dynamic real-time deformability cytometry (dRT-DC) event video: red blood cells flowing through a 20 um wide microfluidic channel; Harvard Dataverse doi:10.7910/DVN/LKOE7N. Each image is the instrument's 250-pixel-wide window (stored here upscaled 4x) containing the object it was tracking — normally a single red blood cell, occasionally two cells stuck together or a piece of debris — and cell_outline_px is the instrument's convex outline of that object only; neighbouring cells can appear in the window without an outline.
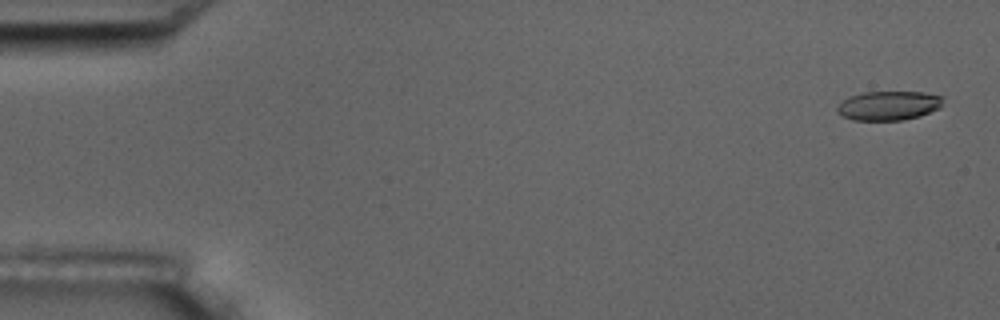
{"species": "common noctule bat (a hibernating species)", "species_latin": "Nyctalus noctula", "temperature_condition": "room temperature", "stored_images_in_passage": 6, "camera_frame_rate_fps": 3000, "um_per_image_px": 0.085, "animal": {"sex": "male", "body_mass_g": 17.5, "forearm_length_mm": 52.3}, "frame": {"image": 1, "passage_image": 1, "time_ms": 0.0, "image_size_px": [1000, 320], "cell_outline_px": [[944, 96], [940, 108], [920, 116], [904, 120], [852, 120], [836, 112], [836, 108], [848, 96], [864, 92], [924, 92]], "centroid_in_image_um": [75.55, 8.97], "position_along_channel_um": 9.4, "area_um2": 18.09}}
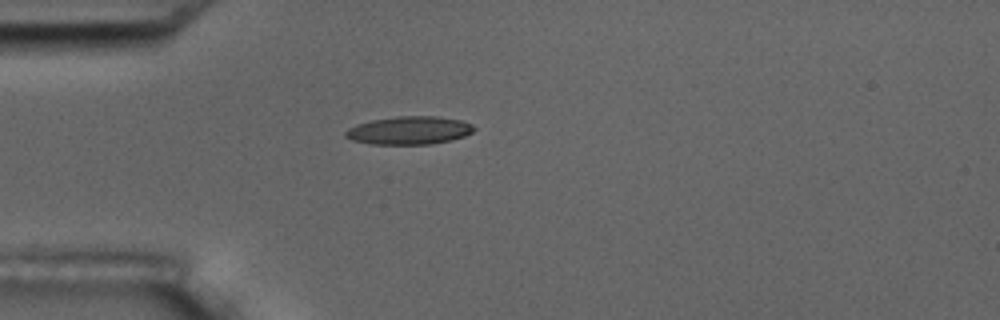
{"frame": {"image": 2, "passage_image": 5, "time_ms": 4.667, "image_size_px": [1000, 320], "cell_outline_px": [[476, 128], [472, 132], [464, 136], [452, 140], [428, 144], [368, 144], [352, 140], [344, 136], [344, 132], [348, 128], [356, 124], [372, 120], [396, 116], [436, 116], [460, 120], [472, 124]], "centroid_in_image_um": [34.76, 11.08], "position_along_channel_um": 50.2, "area_um2": 21.1}}